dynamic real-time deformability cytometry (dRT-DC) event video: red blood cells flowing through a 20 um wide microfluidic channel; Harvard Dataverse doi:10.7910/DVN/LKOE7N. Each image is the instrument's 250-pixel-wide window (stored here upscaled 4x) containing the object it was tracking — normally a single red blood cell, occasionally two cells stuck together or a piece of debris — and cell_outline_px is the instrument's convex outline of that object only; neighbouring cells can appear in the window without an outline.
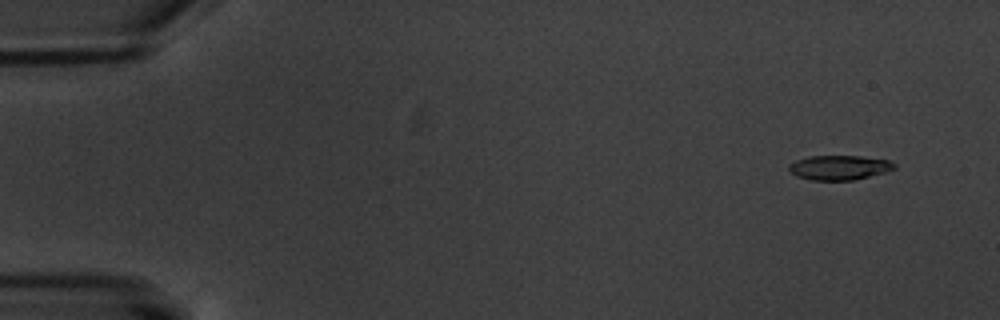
{"species": "common noctule bat (a hibernating species)", "species_latin": "Nyctalus noctula", "temperature_condition": "warm", "stored_images_in_passage": 8, "camera_frame_rate_fps": 3000, "um_per_image_px": 0.085, "animal": {"sex": "male", "body_mass_g": 20.1, "forearm_length_mm": 53.5}, "frame": {"image": 1, "passage_image": 1, "time_ms": 0.0, "image_size_px": [1000, 320], "cell_outline_px": [[896, 168], [884, 172], [852, 180], [812, 180], [796, 176], [788, 168], [788, 164], [796, 160], [808, 156], [860, 156], [888, 160], [896, 164]], "centroid_in_image_um": [71.31, 14.23], "position_along_channel_um": 13.7, "area_um2": 14.97}}
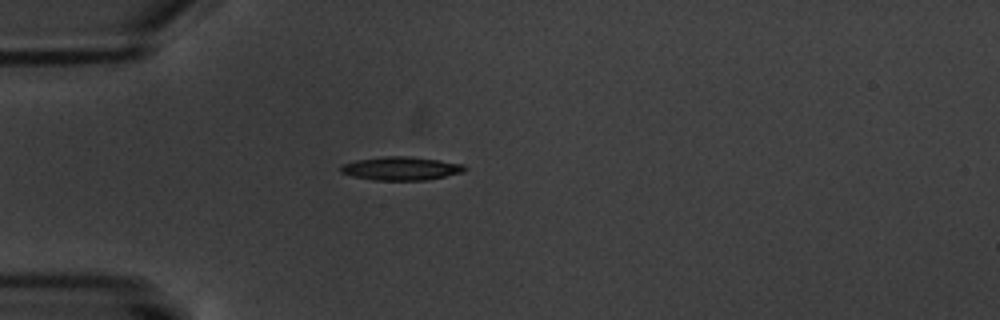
{"frame": {"image": 2, "passage_image": 4, "time_ms": 4.333, "image_size_px": [1000, 320], "cell_outline_px": [[468, 168], [464, 172], [424, 180], [372, 180], [352, 176], [340, 172], [340, 164], [356, 160], [384, 156], [408, 156], [464, 164]], "centroid_in_image_um": [34.05, 14.32], "position_along_channel_um": 51.0, "area_um2": 16.94}}